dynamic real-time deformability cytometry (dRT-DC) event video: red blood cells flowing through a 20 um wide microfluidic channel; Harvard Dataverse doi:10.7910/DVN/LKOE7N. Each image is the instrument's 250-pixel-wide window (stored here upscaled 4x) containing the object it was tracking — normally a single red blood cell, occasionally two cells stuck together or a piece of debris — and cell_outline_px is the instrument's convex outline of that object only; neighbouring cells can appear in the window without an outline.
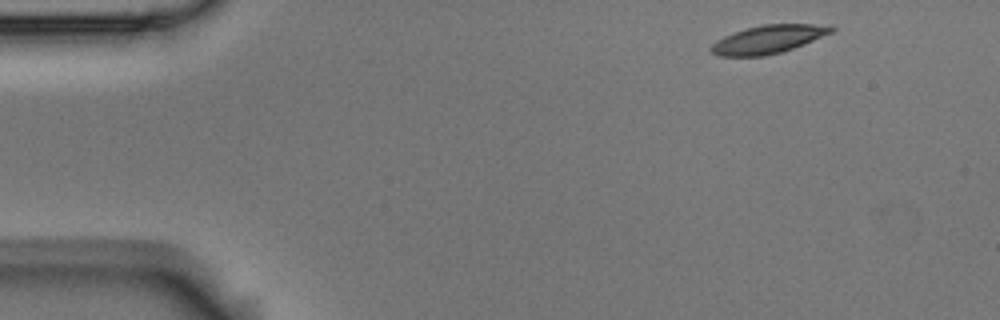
{"species": "Egyptian fruit bat (a non-hibernating species)", "species_latin": "Rousettus aegyptiacus", "temperature_condition": "room temperature", "stored_images_in_passage": 5, "segment_of_instrument_passage": [1, 2], "camera_frame_rate_fps": 3000, "um_per_image_px": 0.085, "animal": {"sex": "male"}, "frame": {"image": 1, "passage_image": 1, "time_ms": 0.0, "image_size_px": [1000, 320], "cell_outline_px": [[836, 28], [832, 32], [792, 48], [780, 52], [764, 56], [716, 56], [708, 48], [716, 40], [724, 36], [748, 28], [764, 24], [812, 24]], "centroid_in_image_um": [65.22, 3.35], "position_along_channel_um": 19.8, "area_um2": 19.31}}